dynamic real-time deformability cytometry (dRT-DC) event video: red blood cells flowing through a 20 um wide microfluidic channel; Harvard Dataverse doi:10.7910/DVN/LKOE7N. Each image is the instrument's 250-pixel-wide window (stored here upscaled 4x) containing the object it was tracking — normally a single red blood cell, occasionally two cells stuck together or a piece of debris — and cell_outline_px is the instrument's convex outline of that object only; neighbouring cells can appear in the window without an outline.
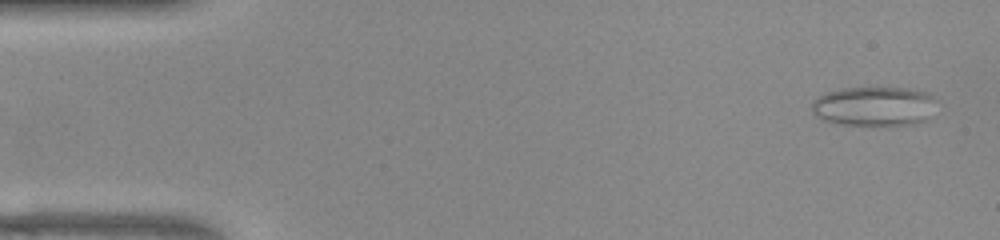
{"species": "common noctule bat (a hibernating species)", "species_latin": "Nyctalus noctula", "temperature_condition": "warm", "stored_images_in_passage": 51, "camera_frame_rate_fps": 3000, "um_per_image_px": 0.085, "animal": {"sex": "female", "body_mass_g": 22.0, "forearm_length_mm": 56.7}, "frame": {"image": 1, "passage_image": 2, "time_ms": 0.333, "image_size_px": [1000, 240], "cell_outline_px": [[936, 100], [928, 120], [916, 124], [888, 128], [880, 128], [832, 124], [820, 120], [812, 112], [812, 100], [816, 96], [840, 88], [908, 88], [928, 92]], "centroid_in_image_um": [74.28, 9.1], "position_along_channel_um": 10.7, "area_um2": 30.23}}
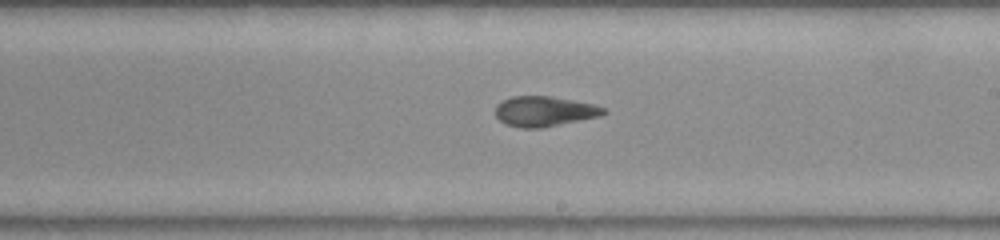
{"frame": {"image": 2, "passage_image": 29, "time_ms": 9.333, "image_size_px": [1000, 240], "cell_outline_px": [[608, 112], [600, 116], [540, 128], [520, 128], [504, 124], [496, 116], [496, 104], [512, 96], [552, 96], [592, 104], [604, 108]], "centroid_in_image_um": [46.24, 9.46], "position_along_channel_um": 242.8, "area_um2": 18.9}}
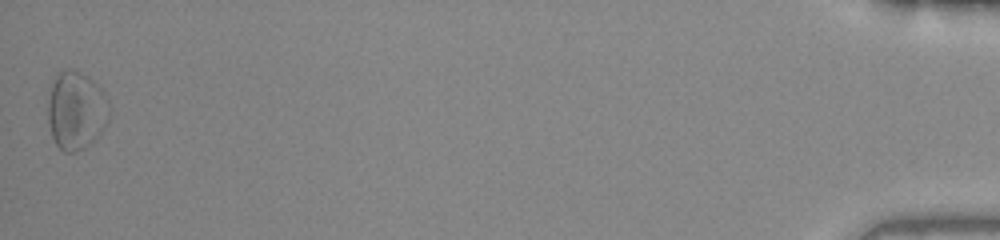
{"frame": {"image": 3, "passage_image": 51, "time_ms": 16.667, "image_size_px": [1000, 240], "cell_outline_px": [[108, 120], [100, 136], [84, 148], [76, 152], [64, 152], [56, 144], [52, 136], [48, 124], [48, 100], [52, 84], [56, 76], [60, 72], [68, 68], [80, 72], [92, 80], [100, 88], [108, 100]], "centroid_in_image_um": [6.47, 9.42], "position_along_channel_um": 428.7, "area_um2": 27.92}, "authors_computed_cell_mechanics": {"area_um2": 19.4786, "velocity_mm_per_s": 3.9078, "shape_relaxation_time_tau1_ms": null, "shape_relaxation_time_tau2_ms": 4.7551, "deformation_change_tau1": null, "deformation_change_tau2": 0.1558}}